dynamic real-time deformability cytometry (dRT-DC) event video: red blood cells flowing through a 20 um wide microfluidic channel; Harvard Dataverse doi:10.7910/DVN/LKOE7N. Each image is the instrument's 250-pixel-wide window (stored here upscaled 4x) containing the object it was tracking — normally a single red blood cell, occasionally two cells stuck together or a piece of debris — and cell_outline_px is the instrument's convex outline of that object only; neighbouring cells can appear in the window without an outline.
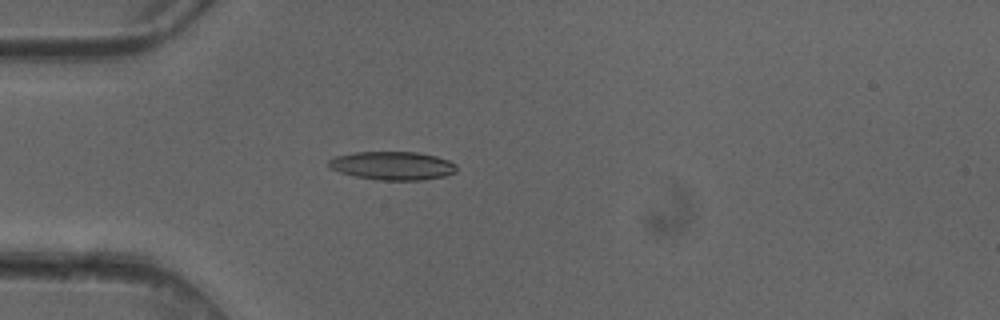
{"species": "common noctule bat (a hibernating species)", "species_latin": "Nyctalus noctula", "temperature_condition": "cold", "stored_images_in_passage": 4, "camera_frame_rate_fps": 3000, "um_per_image_px": 0.085, "animal": {"sex": "female"}, "frame": {"image": 1, "passage_image": 4, "time_ms": 1.0, "image_size_px": [1000, 320], "cell_outline_px": [[456, 172], [444, 176], [424, 180], [376, 180], [356, 176], [340, 172], [328, 168], [328, 160], [336, 156], [356, 152], [416, 152], [436, 156], [448, 160], [456, 164]], "centroid_in_image_um": [33.36, 14.08], "position_along_channel_um": 51.6, "area_um2": 21.21}}